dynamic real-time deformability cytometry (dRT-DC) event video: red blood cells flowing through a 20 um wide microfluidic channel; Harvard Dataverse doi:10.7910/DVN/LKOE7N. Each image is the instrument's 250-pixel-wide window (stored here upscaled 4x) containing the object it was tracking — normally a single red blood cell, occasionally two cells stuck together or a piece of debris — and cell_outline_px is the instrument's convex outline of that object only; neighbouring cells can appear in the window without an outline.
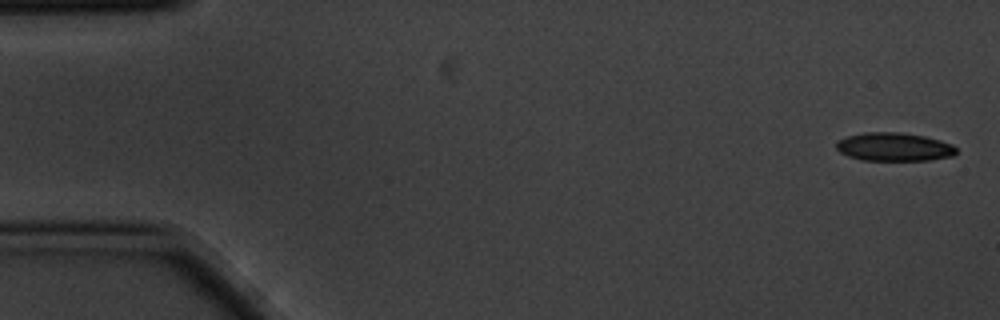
{"species": "common noctule bat (a hibernating species)", "species_latin": "Nyctalus noctula", "temperature_condition": "cold", "stored_images_in_passage": 5, "camera_frame_rate_fps": 3000, "um_per_image_px": 0.085, "animal": {"sex": "male", "body_mass_g": 20.1, "forearm_length_mm": 53.5}, "frame": {"image": 1, "passage_image": 1, "time_ms": 0.0, "image_size_px": [1000, 320], "cell_outline_px": [[956, 152], [952, 156], [928, 160], [860, 160], [848, 156], [840, 152], [836, 148], [836, 140], [848, 136], [864, 132], [900, 132], [924, 136], [940, 140], [952, 144], [956, 148]], "centroid_in_image_um": [75.97, 12.48], "position_along_channel_um": 9.0, "area_um2": 19.88}}
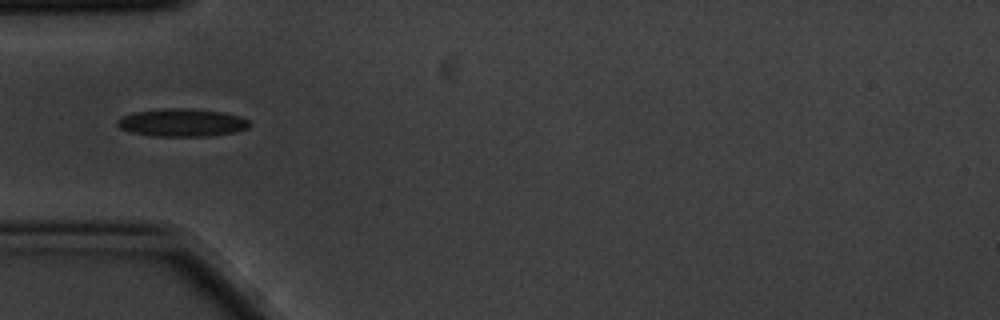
{"frame": {"image": 2, "passage_image": 5, "time_ms": 1.333, "image_size_px": [1000, 320], "cell_outline_px": [[252, 124], [248, 128], [232, 132], [208, 136], [152, 136], [128, 132], [120, 128], [116, 124], [116, 120], [120, 116], [132, 112], [160, 108], [188, 108], [224, 112], [240, 116], [248, 120]], "centroid_in_image_um": [15.41, 10.41], "position_along_channel_um": 69.6, "area_um2": 21.79}}